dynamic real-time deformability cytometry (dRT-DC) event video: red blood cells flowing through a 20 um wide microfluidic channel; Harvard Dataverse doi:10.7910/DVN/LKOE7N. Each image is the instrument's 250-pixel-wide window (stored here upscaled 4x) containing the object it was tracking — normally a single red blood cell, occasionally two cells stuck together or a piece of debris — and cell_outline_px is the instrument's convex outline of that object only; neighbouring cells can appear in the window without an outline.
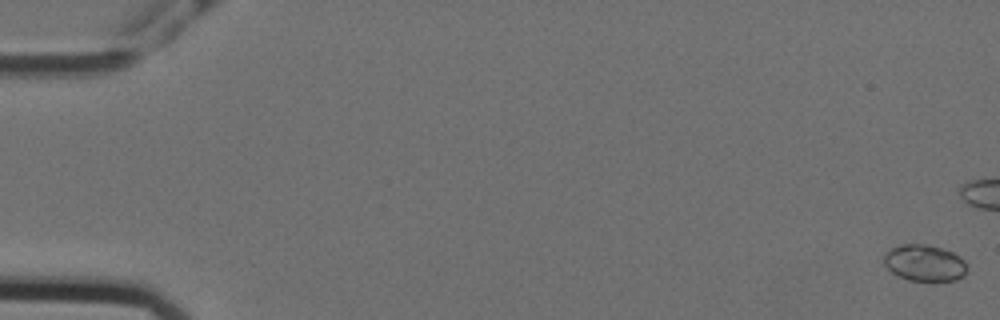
{"species": "Egyptian fruit bat (a non-hibernating species)", "species_latin": "Rousettus aegyptiacus", "temperature_condition": "cold", "stored_images_in_passage": 59, "camera_frame_rate_fps": 3000, "um_per_image_px": 0.085, "animal": {"sex": "female"}, "frame": {"image": 1, "passage_image": 1, "time_ms": 0.0, "image_size_px": [1000, 320], "cell_outline_px": [[968, 268], [964, 276], [956, 280], [908, 280], [896, 276], [884, 264], [884, 256], [892, 248], [904, 244], [924, 244], [940, 248], [952, 252], [960, 256], [964, 260]], "centroid_in_image_um": [78.61, 22.36], "position_along_channel_um": 6.4, "area_um2": 17.51}}
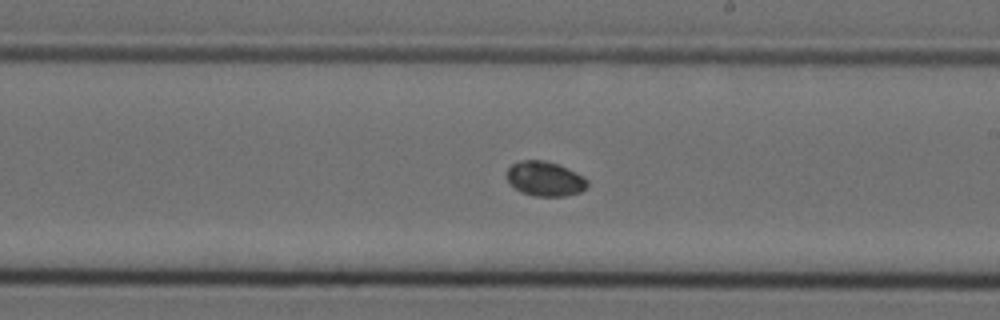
{"frame": {"image": 2, "passage_image": 34, "time_ms": 11.0, "image_size_px": [1000, 320], "cell_outline_px": [[588, 188], [580, 192], [564, 196], [532, 196], [520, 192], [504, 176], [508, 168], [512, 164], [520, 160], [544, 160], [568, 168], [584, 176], [588, 180]], "centroid_in_image_um": [46.33, 15.2], "position_along_channel_um": 242.7, "area_um2": 16.47}}
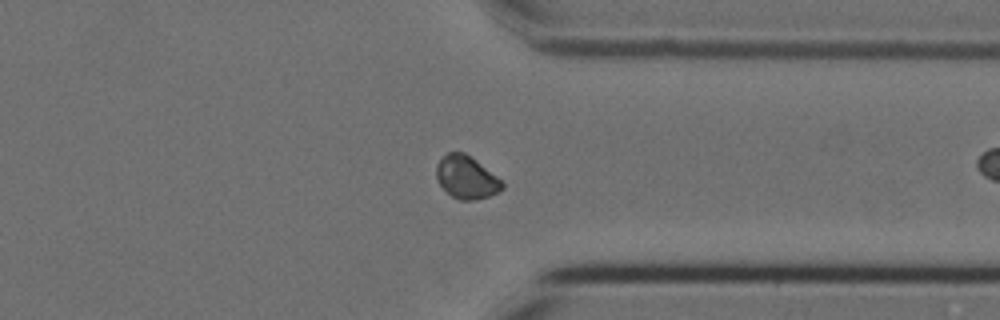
{"frame": {"image": 3, "passage_image": 45, "time_ms": 14.667, "image_size_px": [1000, 320], "cell_outline_px": [[504, 188], [488, 196], [476, 200], [460, 200], [452, 196], [440, 184], [436, 176], [436, 164], [448, 152], [464, 152], [476, 160], [496, 176], [504, 184]], "centroid_in_image_um": [39.63, 15.07], "position_along_channel_um": 371.8, "area_um2": 16.13}}